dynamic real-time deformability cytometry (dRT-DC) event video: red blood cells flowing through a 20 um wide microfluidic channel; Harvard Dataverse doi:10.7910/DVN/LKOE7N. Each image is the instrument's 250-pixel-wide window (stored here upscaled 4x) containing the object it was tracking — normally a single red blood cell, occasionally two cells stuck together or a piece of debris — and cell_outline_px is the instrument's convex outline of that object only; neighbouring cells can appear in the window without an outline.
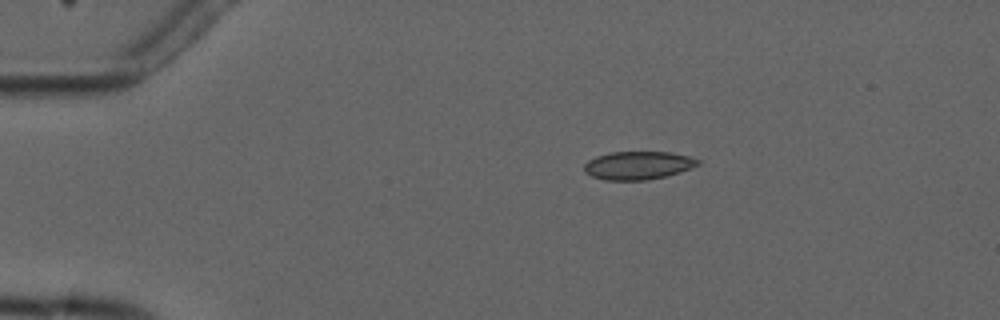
{"species": "common noctule bat (a hibernating species)", "species_latin": "Nyctalus noctula", "temperature_condition": "cold", "stored_images_in_passage": 10, "camera_frame_rate_fps": 3000, "um_per_image_px": 0.085, "animal": {"sex": "male", "forearm_length_mm": 52.5}, "frame": {"image": 1, "passage_image": 4, "time_ms": 3.333, "image_size_px": [1000, 320], "cell_outline_px": [[700, 164], [680, 172], [648, 180], [604, 180], [592, 176], [584, 172], [584, 164], [588, 160], [596, 156], [608, 152], [672, 152], [688, 156], [700, 160]], "centroid_in_image_um": [54.21, 14.05], "position_along_channel_um": 30.8, "area_um2": 18.73}}
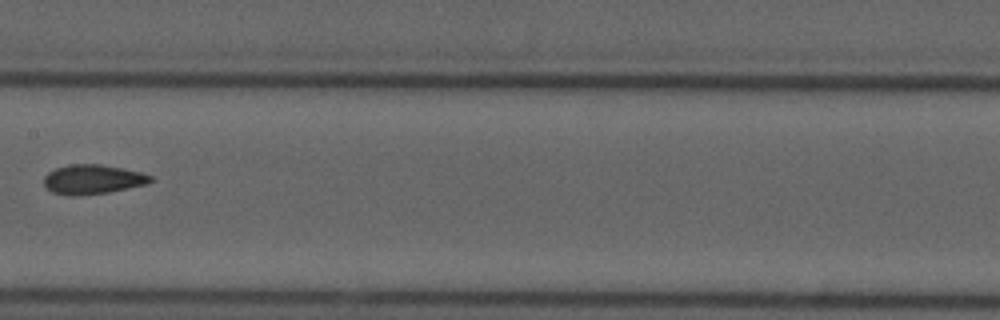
{"frame": {"image": 2, "passage_image": 9, "time_ms": 9.333, "image_size_px": [1000, 320], "cell_outline_px": [[152, 180], [148, 184], [108, 192], [80, 196], [68, 196], [52, 192], [44, 184], [44, 176], [48, 172], [56, 168], [72, 164], [100, 164], [140, 172], [152, 176]], "centroid_in_image_um": [7.86, 15.26], "position_along_channel_um": 199.5, "area_um2": 18.26}}
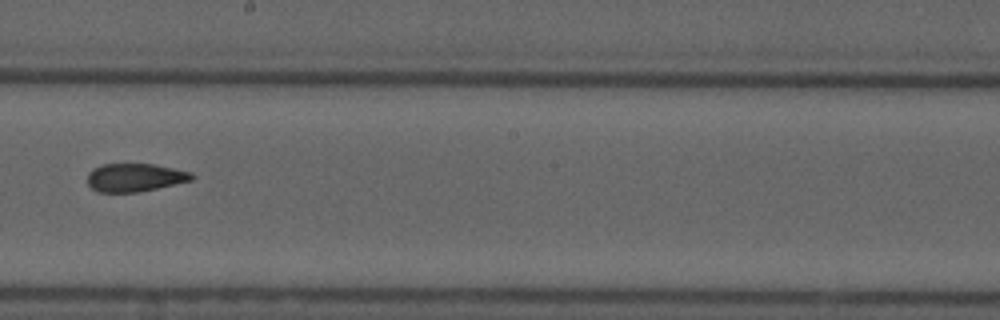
{"frame": {"image": 3, "passage_image": 10, "time_ms": 10.333, "image_size_px": [1000, 320], "cell_outline_px": [[196, 176], [192, 180], [156, 188], [136, 192], [96, 192], [88, 184], [88, 172], [92, 168], [104, 164], [152, 164], [192, 172]], "centroid_in_image_um": [11.45, 15.08], "position_along_channel_um": 236.8, "area_um2": 17.05}}